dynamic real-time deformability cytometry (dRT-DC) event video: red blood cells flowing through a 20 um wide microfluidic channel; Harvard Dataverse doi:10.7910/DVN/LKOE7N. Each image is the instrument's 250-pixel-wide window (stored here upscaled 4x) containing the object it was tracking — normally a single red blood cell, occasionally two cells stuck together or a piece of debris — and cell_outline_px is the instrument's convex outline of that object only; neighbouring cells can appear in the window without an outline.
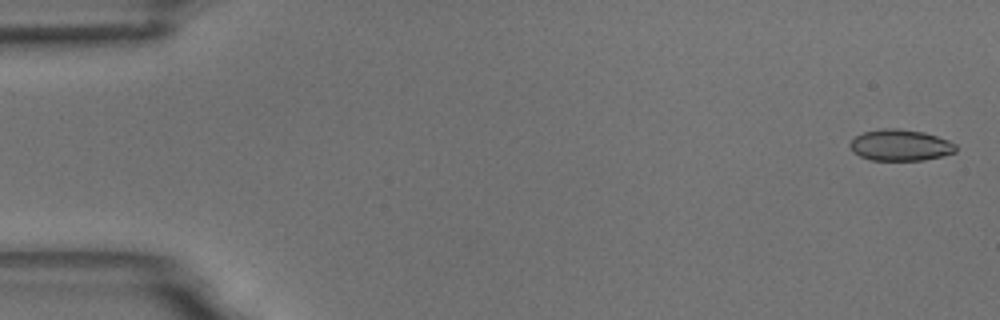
{"species": "common noctule bat (a hibernating species)", "species_latin": "Nyctalus noctula", "temperature_condition": "room temperature", "stored_images_in_passage": 10, "camera_frame_rate_fps": 3000, "um_per_image_px": 0.085, "animal": {"sex": "male", "body_mass_g": 18.8}, "frame": {"image": 1, "passage_image": 1, "time_ms": 0.0, "image_size_px": [1000, 320], "cell_outline_px": [[956, 152], [944, 156], [924, 160], [872, 160], [860, 156], [852, 152], [848, 144], [856, 136], [864, 132], [884, 128], [896, 128], [924, 132], [948, 140], [956, 144]], "centroid_in_image_um": [76.53, 12.34], "position_along_channel_um": 8.5, "area_um2": 19.36}}
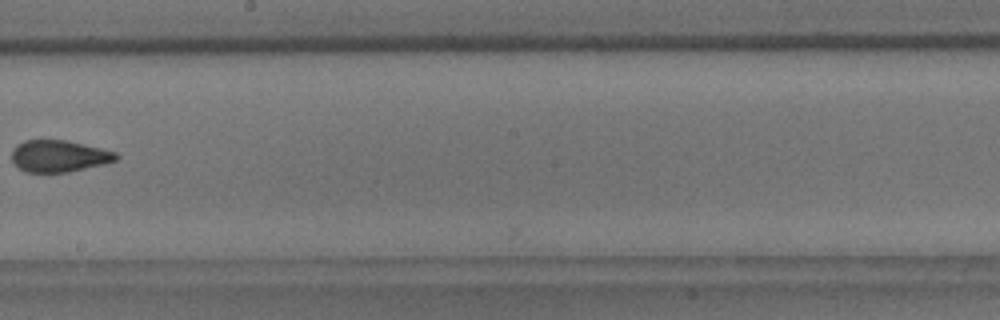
{"frame": {"image": 2, "passage_image": 9, "time_ms": 10.0, "image_size_px": [1000, 320], "cell_outline_px": [[120, 156], [116, 160], [104, 164], [68, 172], [24, 172], [12, 160], [12, 148], [16, 144], [24, 140], [68, 140], [116, 152]], "centroid_in_image_um": [5.0, 13.26], "position_along_channel_um": 243.2, "area_um2": 19.36}}
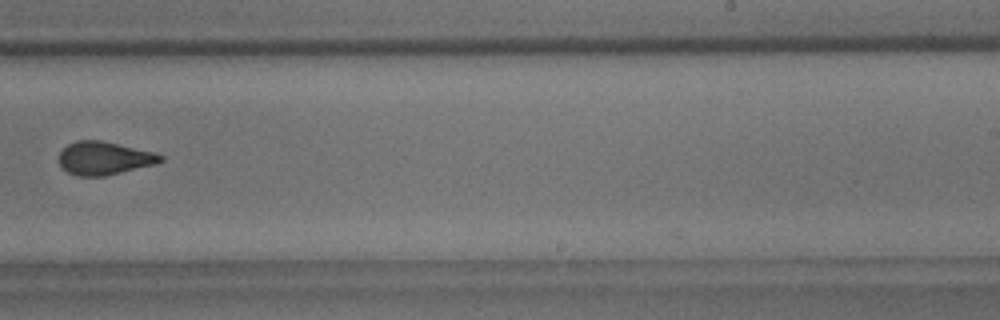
{"frame": {"image": 3, "passage_image": 10, "time_ms": 11.0, "image_size_px": [1000, 320], "cell_outline_px": [[164, 160], [156, 164], [104, 176], [76, 176], [68, 172], [60, 164], [60, 152], [68, 144], [76, 140], [100, 140], [156, 152], [164, 156]], "centroid_in_image_um": [8.89, 13.44], "position_along_channel_um": 280.1, "area_um2": 19.59}}